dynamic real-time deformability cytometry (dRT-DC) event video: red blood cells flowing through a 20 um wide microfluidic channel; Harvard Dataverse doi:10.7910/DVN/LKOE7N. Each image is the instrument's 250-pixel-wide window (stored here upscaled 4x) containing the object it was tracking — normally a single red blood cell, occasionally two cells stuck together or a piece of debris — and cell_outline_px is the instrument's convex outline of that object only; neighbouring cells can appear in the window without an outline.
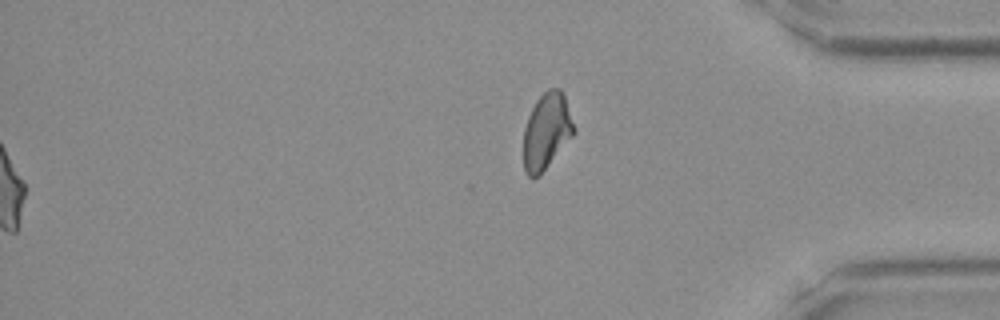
{"species": "Egyptian fruit bat (a non-hibernating species)", "species_latin": "Rousettus aegyptiacus", "temperature_condition": "room temperature", "stored_images_in_passage": 47, "segment_of_instrument_passage": [2, 2], "camera_frame_rate_fps": 3000, "um_per_image_px": 0.085, "frame": {"image": 1, "passage_image": 47, "time_ms": 15.333, "image_size_px": [1000, 320], "cell_outline_px": [[576, 132], [540, 176], [532, 180], [528, 176], [524, 168], [524, 128], [528, 116], [536, 100], [548, 88], [560, 88], [564, 92], [576, 128]], "centroid_in_image_um": [46.48, 11.15], "position_along_channel_um": 388.7, "area_um2": 22.77}}